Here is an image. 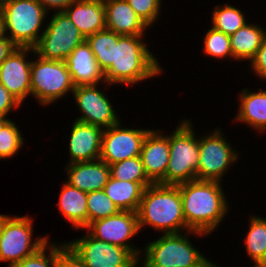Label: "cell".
Listing matches in <instances>:
<instances>
[{"label": "cell", "mask_w": 266, "mask_h": 267, "mask_svg": "<svg viewBox=\"0 0 266 267\" xmlns=\"http://www.w3.org/2000/svg\"><path fill=\"white\" fill-rule=\"evenodd\" d=\"M219 181L193 180L178 184L186 225L194 231L210 233L227 212Z\"/></svg>", "instance_id": "1"}, {"label": "cell", "mask_w": 266, "mask_h": 267, "mask_svg": "<svg viewBox=\"0 0 266 267\" xmlns=\"http://www.w3.org/2000/svg\"><path fill=\"white\" fill-rule=\"evenodd\" d=\"M139 228L151 225L165 234L181 233L182 227L199 235L206 233L191 230L185 222L182 199L177 185L152 184L143 191L137 211ZM181 231V232H180Z\"/></svg>", "instance_id": "2"}, {"label": "cell", "mask_w": 266, "mask_h": 267, "mask_svg": "<svg viewBox=\"0 0 266 267\" xmlns=\"http://www.w3.org/2000/svg\"><path fill=\"white\" fill-rule=\"evenodd\" d=\"M142 35H121L115 44L114 61L103 72L104 82L134 84L160 74L156 58L141 42Z\"/></svg>", "instance_id": "3"}, {"label": "cell", "mask_w": 266, "mask_h": 267, "mask_svg": "<svg viewBox=\"0 0 266 267\" xmlns=\"http://www.w3.org/2000/svg\"><path fill=\"white\" fill-rule=\"evenodd\" d=\"M190 243L181 233H164L148 244L143 267H218Z\"/></svg>", "instance_id": "4"}, {"label": "cell", "mask_w": 266, "mask_h": 267, "mask_svg": "<svg viewBox=\"0 0 266 267\" xmlns=\"http://www.w3.org/2000/svg\"><path fill=\"white\" fill-rule=\"evenodd\" d=\"M190 121H183L169 138L170 156L165 185L196 180L199 163V140L194 138Z\"/></svg>", "instance_id": "5"}, {"label": "cell", "mask_w": 266, "mask_h": 267, "mask_svg": "<svg viewBox=\"0 0 266 267\" xmlns=\"http://www.w3.org/2000/svg\"><path fill=\"white\" fill-rule=\"evenodd\" d=\"M4 18L5 30L10 31L8 38L17 47L34 48L42 20L47 11L38 0H7L1 11Z\"/></svg>", "instance_id": "6"}, {"label": "cell", "mask_w": 266, "mask_h": 267, "mask_svg": "<svg viewBox=\"0 0 266 267\" xmlns=\"http://www.w3.org/2000/svg\"><path fill=\"white\" fill-rule=\"evenodd\" d=\"M30 80L31 94L44 105L53 103L75 88L65 61L39 57L32 61Z\"/></svg>", "instance_id": "7"}, {"label": "cell", "mask_w": 266, "mask_h": 267, "mask_svg": "<svg viewBox=\"0 0 266 267\" xmlns=\"http://www.w3.org/2000/svg\"><path fill=\"white\" fill-rule=\"evenodd\" d=\"M85 41L74 23L62 11L54 14L34 47L39 57L65 61L72 51Z\"/></svg>", "instance_id": "8"}, {"label": "cell", "mask_w": 266, "mask_h": 267, "mask_svg": "<svg viewBox=\"0 0 266 267\" xmlns=\"http://www.w3.org/2000/svg\"><path fill=\"white\" fill-rule=\"evenodd\" d=\"M32 219L29 217H7L0 233V261H10L9 266L36 253L48 242L39 238L33 243Z\"/></svg>", "instance_id": "9"}, {"label": "cell", "mask_w": 266, "mask_h": 267, "mask_svg": "<svg viewBox=\"0 0 266 267\" xmlns=\"http://www.w3.org/2000/svg\"><path fill=\"white\" fill-rule=\"evenodd\" d=\"M68 245L86 267H136L138 258L123 247L96 239L90 234Z\"/></svg>", "instance_id": "10"}, {"label": "cell", "mask_w": 266, "mask_h": 267, "mask_svg": "<svg viewBox=\"0 0 266 267\" xmlns=\"http://www.w3.org/2000/svg\"><path fill=\"white\" fill-rule=\"evenodd\" d=\"M237 158L221 132L215 130L209 136L199 140V163L196 180L219 181L222 174Z\"/></svg>", "instance_id": "11"}, {"label": "cell", "mask_w": 266, "mask_h": 267, "mask_svg": "<svg viewBox=\"0 0 266 267\" xmlns=\"http://www.w3.org/2000/svg\"><path fill=\"white\" fill-rule=\"evenodd\" d=\"M120 123L106 128L102 135L100 158L108 165L140 156L142 143L149 130L119 128Z\"/></svg>", "instance_id": "12"}, {"label": "cell", "mask_w": 266, "mask_h": 267, "mask_svg": "<svg viewBox=\"0 0 266 267\" xmlns=\"http://www.w3.org/2000/svg\"><path fill=\"white\" fill-rule=\"evenodd\" d=\"M86 228L92 230L89 233L92 237L129 249L138 258V249L126 242L140 230L137 212L120 211L116 215L93 221Z\"/></svg>", "instance_id": "13"}, {"label": "cell", "mask_w": 266, "mask_h": 267, "mask_svg": "<svg viewBox=\"0 0 266 267\" xmlns=\"http://www.w3.org/2000/svg\"><path fill=\"white\" fill-rule=\"evenodd\" d=\"M95 85L76 86L72 93L83 116L77 121L109 128L119 123L110 101Z\"/></svg>", "instance_id": "14"}, {"label": "cell", "mask_w": 266, "mask_h": 267, "mask_svg": "<svg viewBox=\"0 0 266 267\" xmlns=\"http://www.w3.org/2000/svg\"><path fill=\"white\" fill-rule=\"evenodd\" d=\"M31 47H16L0 65V83L21 103L31 94V64L25 54Z\"/></svg>", "instance_id": "15"}, {"label": "cell", "mask_w": 266, "mask_h": 267, "mask_svg": "<svg viewBox=\"0 0 266 267\" xmlns=\"http://www.w3.org/2000/svg\"><path fill=\"white\" fill-rule=\"evenodd\" d=\"M149 130L142 143L140 158L146 176L153 184L165 185V175L170 156L168 136Z\"/></svg>", "instance_id": "16"}, {"label": "cell", "mask_w": 266, "mask_h": 267, "mask_svg": "<svg viewBox=\"0 0 266 267\" xmlns=\"http://www.w3.org/2000/svg\"><path fill=\"white\" fill-rule=\"evenodd\" d=\"M103 131L101 127L76 120L69 141L70 163L98 160L101 154Z\"/></svg>", "instance_id": "17"}, {"label": "cell", "mask_w": 266, "mask_h": 267, "mask_svg": "<svg viewBox=\"0 0 266 267\" xmlns=\"http://www.w3.org/2000/svg\"><path fill=\"white\" fill-rule=\"evenodd\" d=\"M67 183L86 193L103 190L110 178V166L101 159L68 164Z\"/></svg>", "instance_id": "18"}, {"label": "cell", "mask_w": 266, "mask_h": 267, "mask_svg": "<svg viewBox=\"0 0 266 267\" xmlns=\"http://www.w3.org/2000/svg\"><path fill=\"white\" fill-rule=\"evenodd\" d=\"M65 63L70 72L74 86L97 85L104 79L95 56L86 41L78 45L66 58Z\"/></svg>", "instance_id": "19"}, {"label": "cell", "mask_w": 266, "mask_h": 267, "mask_svg": "<svg viewBox=\"0 0 266 267\" xmlns=\"http://www.w3.org/2000/svg\"><path fill=\"white\" fill-rule=\"evenodd\" d=\"M63 12L85 38L106 29L105 9L102 0H76Z\"/></svg>", "instance_id": "20"}, {"label": "cell", "mask_w": 266, "mask_h": 267, "mask_svg": "<svg viewBox=\"0 0 266 267\" xmlns=\"http://www.w3.org/2000/svg\"><path fill=\"white\" fill-rule=\"evenodd\" d=\"M106 29L120 35H143L148 26L126 0L103 1Z\"/></svg>", "instance_id": "21"}, {"label": "cell", "mask_w": 266, "mask_h": 267, "mask_svg": "<svg viewBox=\"0 0 266 267\" xmlns=\"http://www.w3.org/2000/svg\"><path fill=\"white\" fill-rule=\"evenodd\" d=\"M57 204L65 218L75 228L88 226L87 193L66 182L60 194Z\"/></svg>", "instance_id": "22"}, {"label": "cell", "mask_w": 266, "mask_h": 267, "mask_svg": "<svg viewBox=\"0 0 266 267\" xmlns=\"http://www.w3.org/2000/svg\"><path fill=\"white\" fill-rule=\"evenodd\" d=\"M103 190L120 211L137 212L144 188L138 182L117 180L110 176Z\"/></svg>", "instance_id": "23"}, {"label": "cell", "mask_w": 266, "mask_h": 267, "mask_svg": "<svg viewBox=\"0 0 266 267\" xmlns=\"http://www.w3.org/2000/svg\"><path fill=\"white\" fill-rule=\"evenodd\" d=\"M266 32L257 25L245 24L230 35L234 59H253L260 48Z\"/></svg>", "instance_id": "24"}, {"label": "cell", "mask_w": 266, "mask_h": 267, "mask_svg": "<svg viewBox=\"0 0 266 267\" xmlns=\"http://www.w3.org/2000/svg\"><path fill=\"white\" fill-rule=\"evenodd\" d=\"M240 111L237 115L238 121L251 124L255 129L266 128V90L258 93H249L247 89L241 92Z\"/></svg>", "instance_id": "25"}, {"label": "cell", "mask_w": 266, "mask_h": 267, "mask_svg": "<svg viewBox=\"0 0 266 267\" xmlns=\"http://www.w3.org/2000/svg\"><path fill=\"white\" fill-rule=\"evenodd\" d=\"M120 34L104 29L85 38L93 52L99 68L104 72L114 61L115 44Z\"/></svg>", "instance_id": "26"}, {"label": "cell", "mask_w": 266, "mask_h": 267, "mask_svg": "<svg viewBox=\"0 0 266 267\" xmlns=\"http://www.w3.org/2000/svg\"><path fill=\"white\" fill-rule=\"evenodd\" d=\"M250 230L246 236V251L251 259L256 263L255 266H262L266 262V218L252 217Z\"/></svg>", "instance_id": "27"}, {"label": "cell", "mask_w": 266, "mask_h": 267, "mask_svg": "<svg viewBox=\"0 0 266 267\" xmlns=\"http://www.w3.org/2000/svg\"><path fill=\"white\" fill-rule=\"evenodd\" d=\"M109 166L112 178L138 182L144 189L153 184L146 176L140 156L119 161Z\"/></svg>", "instance_id": "28"}, {"label": "cell", "mask_w": 266, "mask_h": 267, "mask_svg": "<svg viewBox=\"0 0 266 267\" xmlns=\"http://www.w3.org/2000/svg\"><path fill=\"white\" fill-rule=\"evenodd\" d=\"M243 15L233 6L225 5L223 8L217 6L213 12L212 27L230 36L247 23Z\"/></svg>", "instance_id": "29"}, {"label": "cell", "mask_w": 266, "mask_h": 267, "mask_svg": "<svg viewBox=\"0 0 266 267\" xmlns=\"http://www.w3.org/2000/svg\"><path fill=\"white\" fill-rule=\"evenodd\" d=\"M88 225L98 219L107 218L120 212L104 190L87 193Z\"/></svg>", "instance_id": "30"}, {"label": "cell", "mask_w": 266, "mask_h": 267, "mask_svg": "<svg viewBox=\"0 0 266 267\" xmlns=\"http://www.w3.org/2000/svg\"><path fill=\"white\" fill-rule=\"evenodd\" d=\"M204 41L205 54L217 58L229 55L233 58L229 35L212 27L205 35Z\"/></svg>", "instance_id": "31"}, {"label": "cell", "mask_w": 266, "mask_h": 267, "mask_svg": "<svg viewBox=\"0 0 266 267\" xmlns=\"http://www.w3.org/2000/svg\"><path fill=\"white\" fill-rule=\"evenodd\" d=\"M22 144L23 138L17 126L8 120L0 129V159L13 157Z\"/></svg>", "instance_id": "32"}, {"label": "cell", "mask_w": 266, "mask_h": 267, "mask_svg": "<svg viewBox=\"0 0 266 267\" xmlns=\"http://www.w3.org/2000/svg\"><path fill=\"white\" fill-rule=\"evenodd\" d=\"M47 244L48 242L33 255L25 257L20 262H17L9 267H56V246L53 244L49 246L50 255L46 257L45 249Z\"/></svg>", "instance_id": "33"}, {"label": "cell", "mask_w": 266, "mask_h": 267, "mask_svg": "<svg viewBox=\"0 0 266 267\" xmlns=\"http://www.w3.org/2000/svg\"><path fill=\"white\" fill-rule=\"evenodd\" d=\"M140 19L147 25H151L160 10V0H126Z\"/></svg>", "instance_id": "34"}, {"label": "cell", "mask_w": 266, "mask_h": 267, "mask_svg": "<svg viewBox=\"0 0 266 267\" xmlns=\"http://www.w3.org/2000/svg\"><path fill=\"white\" fill-rule=\"evenodd\" d=\"M56 267H86L81 258L68 245L56 246Z\"/></svg>", "instance_id": "35"}, {"label": "cell", "mask_w": 266, "mask_h": 267, "mask_svg": "<svg viewBox=\"0 0 266 267\" xmlns=\"http://www.w3.org/2000/svg\"><path fill=\"white\" fill-rule=\"evenodd\" d=\"M21 103L0 83V116L5 117L13 107Z\"/></svg>", "instance_id": "36"}, {"label": "cell", "mask_w": 266, "mask_h": 267, "mask_svg": "<svg viewBox=\"0 0 266 267\" xmlns=\"http://www.w3.org/2000/svg\"><path fill=\"white\" fill-rule=\"evenodd\" d=\"M252 68L260 76L266 70V36L258 49L255 57L250 60Z\"/></svg>", "instance_id": "37"}, {"label": "cell", "mask_w": 266, "mask_h": 267, "mask_svg": "<svg viewBox=\"0 0 266 267\" xmlns=\"http://www.w3.org/2000/svg\"><path fill=\"white\" fill-rule=\"evenodd\" d=\"M38 2L44 7L46 11L51 7L55 9L57 8L59 9V12H62L74 2H76V0H38Z\"/></svg>", "instance_id": "38"}, {"label": "cell", "mask_w": 266, "mask_h": 267, "mask_svg": "<svg viewBox=\"0 0 266 267\" xmlns=\"http://www.w3.org/2000/svg\"><path fill=\"white\" fill-rule=\"evenodd\" d=\"M17 46L9 38L0 39V65Z\"/></svg>", "instance_id": "39"}, {"label": "cell", "mask_w": 266, "mask_h": 267, "mask_svg": "<svg viewBox=\"0 0 266 267\" xmlns=\"http://www.w3.org/2000/svg\"><path fill=\"white\" fill-rule=\"evenodd\" d=\"M7 33L5 30V25H4V18H3V14L0 11V39L1 38H8L7 36H5Z\"/></svg>", "instance_id": "40"}, {"label": "cell", "mask_w": 266, "mask_h": 267, "mask_svg": "<svg viewBox=\"0 0 266 267\" xmlns=\"http://www.w3.org/2000/svg\"><path fill=\"white\" fill-rule=\"evenodd\" d=\"M8 217V215H0V233H1V230H2V225H3V222L4 220Z\"/></svg>", "instance_id": "41"}, {"label": "cell", "mask_w": 266, "mask_h": 267, "mask_svg": "<svg viewBox=\"0 0 266 267\" xmlns=\"http://www.w3.org/2000/svg\"><path fill=\"white\" fill-rule=\"evenodd\" d=\"M9 119H5V117L0 116V129L3 127V125L8 121Z\"/></svg>", "instance_id": "42"}, {"label": "cell", "mask_w": 266, "mask_h": 267, "mask_svg": "<svg viewBox=\"0 0 266 267\" xmlns=\"http://www.w3.org/2000/svg\"><path fill=\"white\" fill-rule=\"evenodd\" d=\"M6 1L7 0H0V11L3 10V7H4L5 3H6Z\"/></svg>", "instance_id": "43"}, {"label": "cell", "mask_w": 266, "mask_h": 267, "mask_svg": "<svg viewBox=\"0 0 266 267\" xmlns=\"http://www.w3.org/2000/svg\"><path fill=\"white\" fill-rule=\"evenodd\" d=\"M260 77L266 79V70L260 75Z\"/></svg>", "instance_id": "44"}]
</instances>
